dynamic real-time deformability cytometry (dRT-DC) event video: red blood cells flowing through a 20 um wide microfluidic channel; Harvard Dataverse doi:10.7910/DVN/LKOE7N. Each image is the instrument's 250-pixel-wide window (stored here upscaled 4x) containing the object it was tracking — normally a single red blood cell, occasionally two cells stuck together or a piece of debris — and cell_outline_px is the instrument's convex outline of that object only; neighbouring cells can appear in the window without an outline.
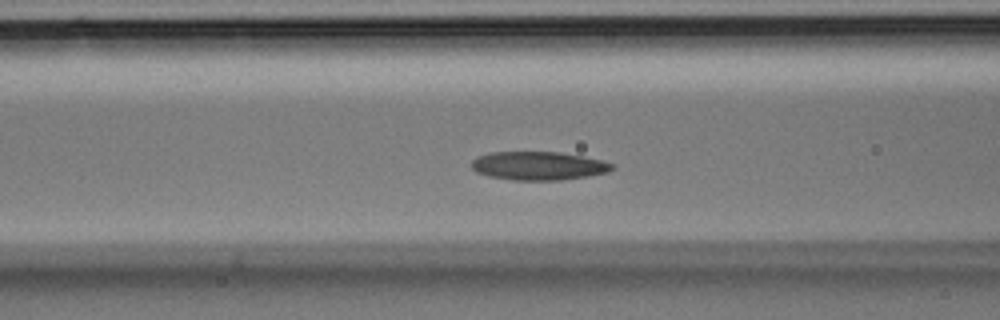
{"species": "Egyptian fruit bat (a non-hibernating species)", "species_latin": "Rousettus aegyptiacus", "temperature_condition": "room temperature", "stored_images_in_passage": 33, "camera_frame_rate_fps": 3000, "um_per_image_px": 0.085, "animal": {"sex": "male"}, "frame": {"image": 1, "passage_image": 10, "time_ms": 3.0, "image_size_px": [1000, 320], "cell_outline_px": [[616, 164], [608, 172], [588, 176], [560, 180], [512, 180], [488, 176], [476, 172], [472, 168], [472, 160], [480, 156], [492, 152], [560, 152], [600, 160]], "centroid_in_image_um": [45.76, 14.1], "position_along_channel_um": 120.8, "area_um2": 23.18}}
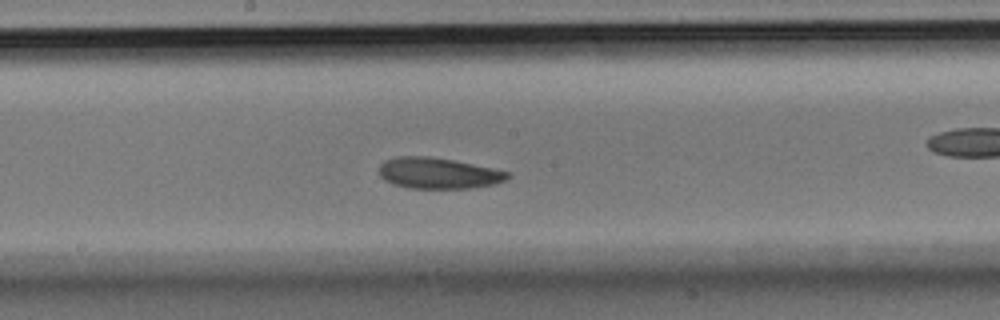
{"frame": {"image": 2, "passage_image": 15, "time_ms": 4.667, "image_size_px": [1000, 320], "cell_outline_px": [[512, 176], [496, 184], [472, 188], [408, 188], [392, 184], [384, 180], [380, 176], [380, 164], [384, 160], [396, 156], [428, 156], [452, 160], [492, 168], [508, 172]], "centroid_in_image_um": [37.23, 14.72], "position_along_channel_um": 211.0, "area_um2": 23.24}}
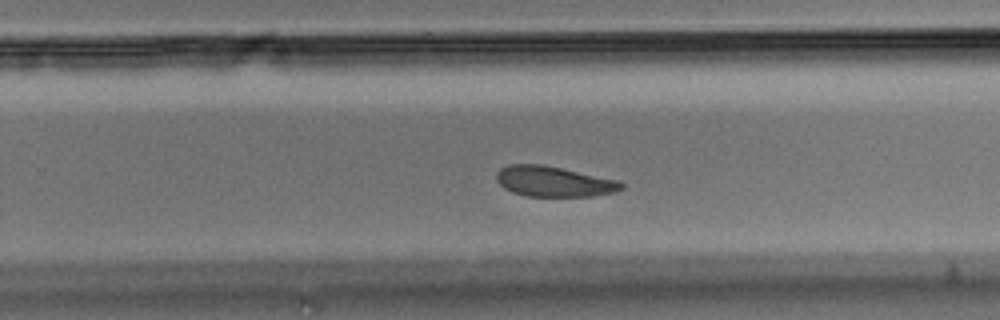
{"frame": {"image": 3, "passage_image": 19, "time_ms": 6.0, "image_size_px": [1000, 320], "cell_outline_px": [[624, 188], [616, 192], [592, 196], [528, 196], [512, 192], [504, 188], [496, 180], [496, 172], [500, 168], [508, 164], [544, 164], [620, 180], [624, 184]], "centroid_in_image_um": [47.09, 15.41], "position_along_channel_um": 282.7, "area_um2": 22.43}}